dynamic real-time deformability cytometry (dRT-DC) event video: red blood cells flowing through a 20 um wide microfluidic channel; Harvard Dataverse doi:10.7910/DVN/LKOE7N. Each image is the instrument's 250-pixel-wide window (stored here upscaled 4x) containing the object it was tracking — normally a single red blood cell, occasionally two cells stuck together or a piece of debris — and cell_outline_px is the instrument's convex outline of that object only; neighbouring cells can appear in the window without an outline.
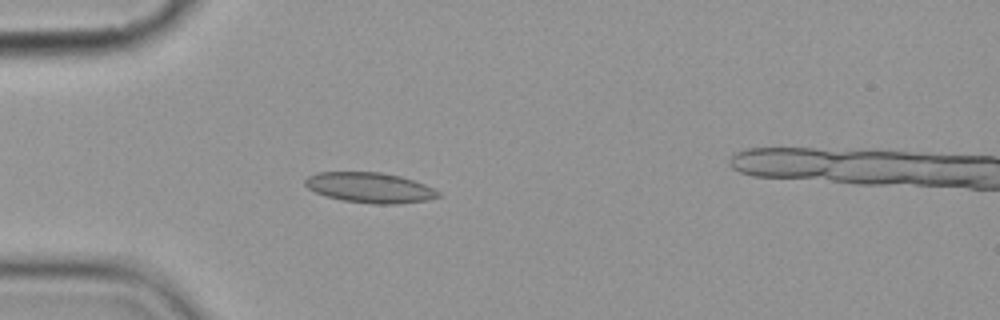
{"species": "common noctule bat (a hibernating species)", "species_latin": "Nyctalus noctula", "temperature_condition": "cold", "stored_images_in_passage": 5, "camera_frame_rate_fps": 3000, "um_per_image_px": 0.085, "animal": {"sex": "female", "body_mass_g": 19.9}, "frame": {"image": 1, "passage_image": 4, "time_ms": 3.333, "image_size_px": [1000, 320], "cell_outline_px": [[440, 196], [428, 200], [396, 204], [372, 204], [344, 200], [324, 196], [308, 188], [304, 184], [304, 180], [308, 176], [316, 172], [380, 172], [400, 176], [424, 184], [440, 192]], "centroid_in_image_um": [31.41, 15.95], "position_along_channel_um": 53.6, "area_um2": 23.47}}